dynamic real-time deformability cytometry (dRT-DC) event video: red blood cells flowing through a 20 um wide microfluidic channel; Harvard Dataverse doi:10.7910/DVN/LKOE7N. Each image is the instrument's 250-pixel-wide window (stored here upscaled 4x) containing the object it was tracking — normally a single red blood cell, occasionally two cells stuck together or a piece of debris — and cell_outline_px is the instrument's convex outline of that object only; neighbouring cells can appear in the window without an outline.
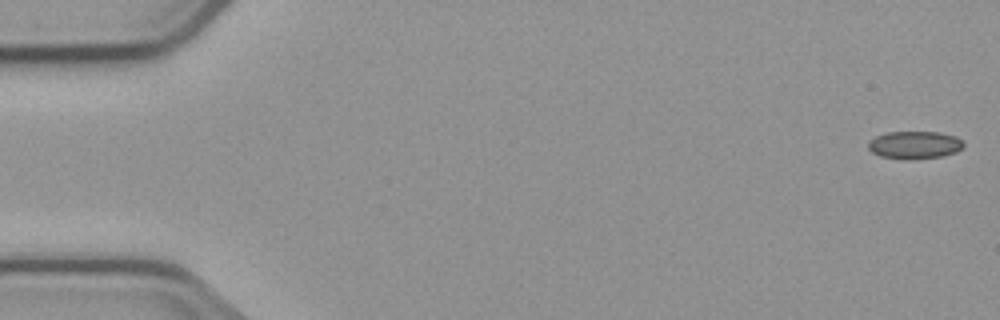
{"species": "common noctule bat (a hibernating species)", "species_latin": "Nyctalus noctula", "temperature_condition": "cold", "stored_images_in_passage": 7, "camera_frame_rate_fps": 3000, "um_per_image_px": 0.085, "animal": {"sex": "male", "body_mass_g": 23.1, "forearm_length_mm": 52.7}, "frame": {"image": 1, "passage_image": 7, "time_ms": 7.667, "image_size_px": [1000, 320], "cell_outline_px": [[964, 148], [956, 152], [944, 156], [912, 160], [904, 160], [880, 156], [872, 152], [868, 148], [868, 140], [884, 132], [940, 132], [956, 136], [964, 140]], "centroid_in_image_um": [77.76, 12.33], "position_along_channel_um": 7.2, "area_um2": 15.84}}